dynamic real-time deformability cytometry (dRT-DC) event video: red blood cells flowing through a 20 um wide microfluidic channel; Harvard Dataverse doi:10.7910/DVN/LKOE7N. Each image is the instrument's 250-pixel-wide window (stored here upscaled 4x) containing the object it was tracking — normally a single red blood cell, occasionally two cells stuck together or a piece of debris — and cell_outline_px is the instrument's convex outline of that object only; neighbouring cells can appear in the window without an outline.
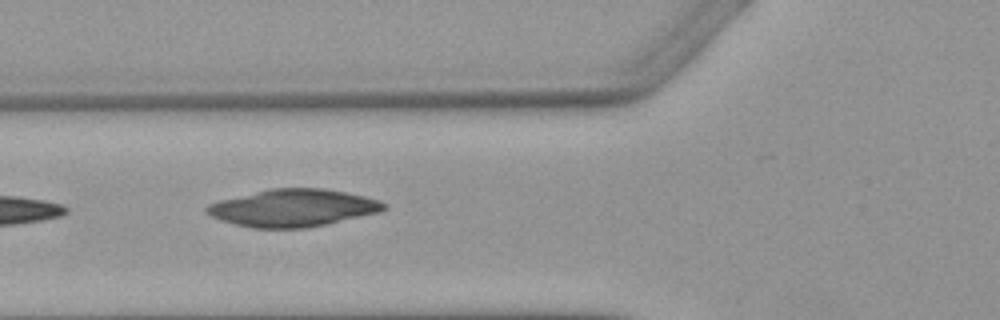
{"species": "Egyptian fruit bat (a non-hibernating species)", "species_latin": "Rousettus aegyptiacus", "temperature_condition": "warm", "stored_images_in_passage": 7, "camera_frame_rate_fps": 3000, "um_per_image_px": 0.085, "animal": {"sex": "female"}, "frame": {"image": 1, "passage_image": 6, "time_ms": 5.667, "image_size_px": [1000, 320], "cell_outline_px": [[388, 208], [380, 212], [324, 224], [304, 228], [252, 228], [220, 220], [204, 212], [204, 208], [208, 204], [220, 200], [272, 188], [320, 188], [344, 192], [364, 196], [380, 200], [388, 204]], "centroid_in_image_um": [24.91, 17.67], "position_along_channel_um": 100.9, "area_um2": 38.32}}
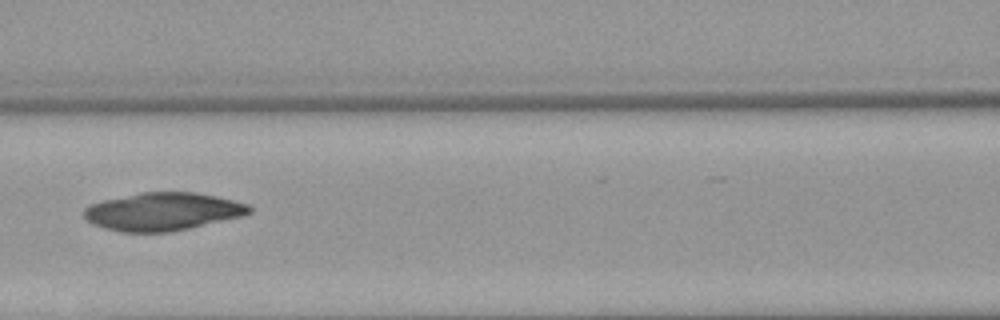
{"frame": {"image": 2, "passage_image": 7, "time_ms": 7.0, "image_size_px": [1000, 320], "cell_outline_px": [[252, 212], [244, 216], [188, 228], [168, 232], [120, 232], [104, 228], [92, 224], [84, 216], [84, 208], [92, 204], [104, 200], [140, 192], [196, 192], [216, 196], [248, 204], [252, 208]], "centroid_in_image_um": [13.85, 17.98], "position_along_channel_um": 152.8, "area_um2": 36.47}}